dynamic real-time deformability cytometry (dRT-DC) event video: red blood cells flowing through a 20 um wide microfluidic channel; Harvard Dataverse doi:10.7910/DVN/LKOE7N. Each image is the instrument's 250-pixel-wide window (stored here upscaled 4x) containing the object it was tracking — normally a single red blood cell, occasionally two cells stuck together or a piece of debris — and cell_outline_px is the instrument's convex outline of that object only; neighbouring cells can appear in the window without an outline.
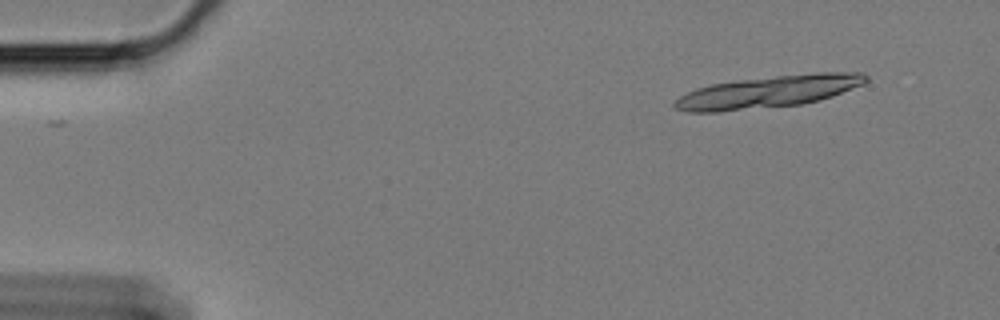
{"species": "Egyptian fruit bat (a non-hibernating species)", "species_latin": "Rousettus aegyptiacus", "temperature_condition": "cold", "stored_images_in_passage": 16, "camera_frame_rate_fps": 3000, "um_per_image_px": 0.085, "animal": {"sex": "female"}, "frame": {"image": 1, "passage_image": 1, "time_ms": 0.0, "image_size_px": [1000, 320], "cell_outline_px": [[868, 80], [864, 84], [832, 96], [820, 100], [800, 104], [720, 112], [688, 112], [676, 108], [672, 104], [680, 96], [696, 88], [712, 84], [736, 80], [816, 72], [864, 72], [868, 76]], "centroid_in_image_um": [65.34, 7.79], "position_along_channel_um": 19.7, "area_um2": 35.72}}